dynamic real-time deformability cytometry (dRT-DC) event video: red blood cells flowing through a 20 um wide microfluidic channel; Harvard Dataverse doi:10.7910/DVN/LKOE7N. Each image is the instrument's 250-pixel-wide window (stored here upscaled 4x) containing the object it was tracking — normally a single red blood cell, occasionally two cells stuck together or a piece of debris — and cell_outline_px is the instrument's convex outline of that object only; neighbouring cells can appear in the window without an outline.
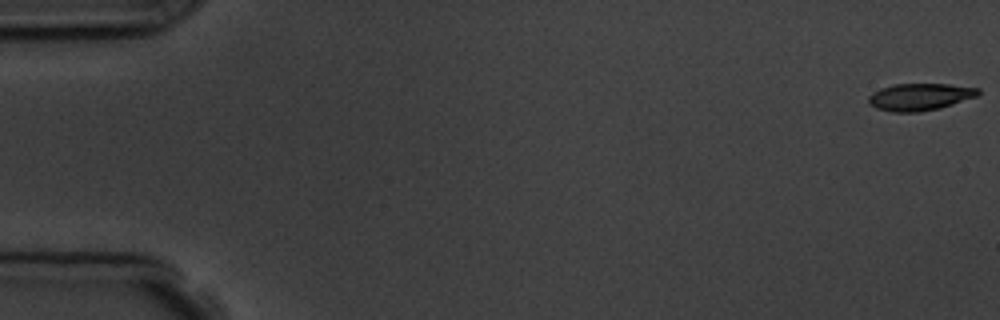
{"species": "common noctule bat (a hibernating species)", "species_latin": "Nyctalus noctula", "temperature_condition": "room temperature", "stored_images_in_passage": 6, "camera_frame_rate_fps": 3000, "um_per_image_px": 0.085, "animal": {"sex": "male", "body_mass_g": 19.5, "forearm_length_mm": 54.6}, "frame": {"image": 1, "passage_image": 1, "time_ms": 0.0, "image_size_px": [1000, 320], "cell_outline_px": [[980, 92], [976, 96], [940, 108], [916, 112], [892, 112], [876, 108], [868, 100], [868, 96], [872, 92], [880, 88], [892, 84], [948, 84], [980, 88]], "centroid_in_image_um": [78.16, 8.22], "position_along_channel_um": 6.8, "area_um2": 17.22}}
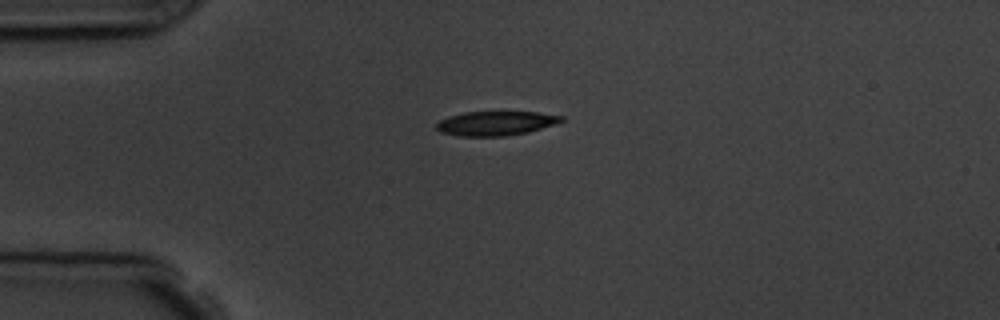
{"frame": {"image": 2, "passage_image": 4, "time_ms": 4.333, "image_size_px": [1000, 320], "cell_outline_px": [[564, 120], [556, 124], [528, 132], [504, 136], [460, 136], [440, 132], [436, 128], [436, 124], [440, 120], [448, 116], [464, 112], [536, 112], [564, 116]], "centroid_in_image_um": [42.14, 10.48], "position_along_channel_um": 42.9, "area_um2": 17.69}}